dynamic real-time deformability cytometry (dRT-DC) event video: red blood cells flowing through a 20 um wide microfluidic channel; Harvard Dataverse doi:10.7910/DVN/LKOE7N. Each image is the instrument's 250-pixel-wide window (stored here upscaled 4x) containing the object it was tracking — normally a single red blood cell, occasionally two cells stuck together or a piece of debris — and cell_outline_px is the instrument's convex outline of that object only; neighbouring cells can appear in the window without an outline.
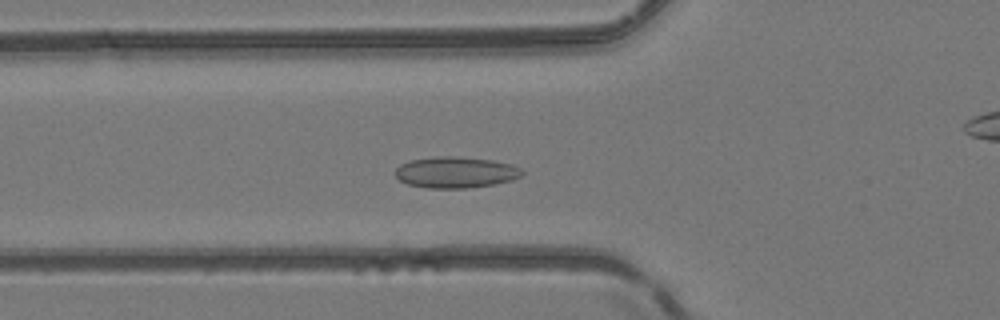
{"species": "common noctule bat (a hibernating species)", "species_latin": "Nyctalus noctula", "temperature_condition": "room temperature", "stored_images_in_passage": 41, "camera_frame_rate_fps": 3000, "um_per_image_px": 0.085, "animal": {"sex": "female", "body_mass_g": 24.6, "forearm_length_mm": 56.2}, "frame": {"image": 1, "passage_image": 12, "time_ms": 3.667, "image_size_px": [1000, 320], "cell_outline_px": [[524, 172], [520, 176], [512, 180], [492, 184], [468, 188], [424, 188], [408, 184], [400, 180], [396, 176], [396, 168], [400, 164], [408, 160], [432, 156], [452, 156], [492, 160], [512, 164], [520, 168]], "centroid_in_image_um": [38.7, 14.64], "position_along_channel_um": 87.1, "area_um2": 23.12}}
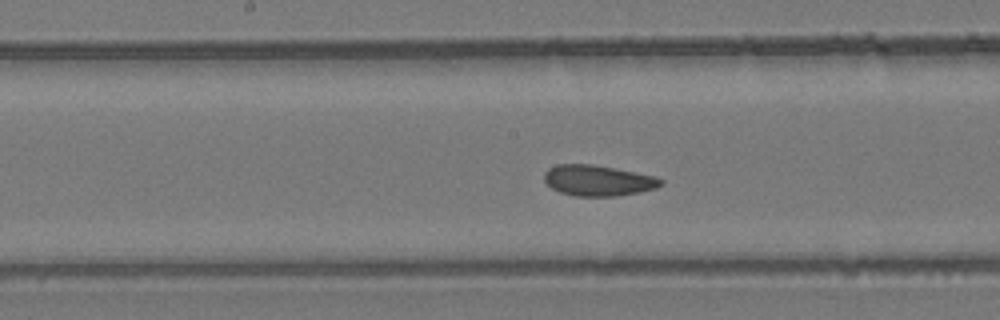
{"frame": {"image": 2, "passage_image": 20, "time_ms": 6.333, "image_size_px": [1000, 320], "cell_outline_px": [[664, 184], [656, 188], [616, 196], [572, 196], [560, 192], [552, 188], [544, 180], [544, 172], [548, 168], [556, 164], [592, 164], [656, 176], [664, 180]], "centroid_in_image_um": [50.82, 15.34], "position_along_channel_um": 197.4, "area_um2": 20.92}}
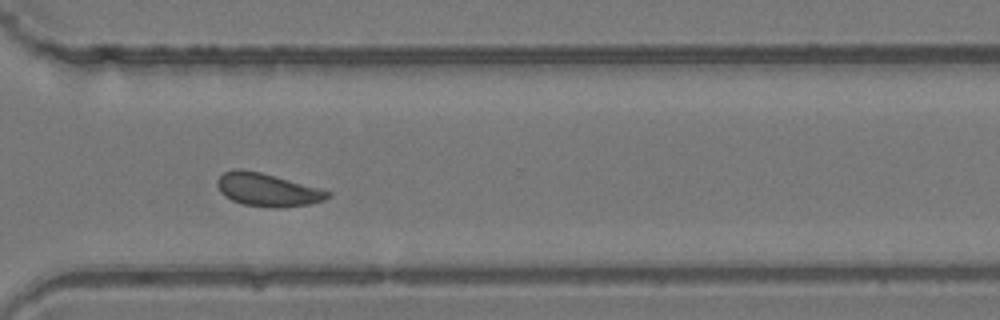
{"frame": {"image": 3, "passage_image": 31, "time_ms": 10.0, "image_size_px": [1000, 320], "cell_outline_px": [[332, 196], [324, 200], [308, 204], [280, 208], [272, 208], [244, 204], [232, 200], [224, 196], [220, 192], [216, 184], [216, 180], [224, 172], [236, 168], [240, 168], [260, 172], [320, 188], [332, 192]], "centroid_in_image_um": [22.73, 16.13], "position_along_channel_um": 347.9, "area_um2": 21.33}, "authors_computed_cell_mechanics": {"area_um2": 20.9236, "velocity_mm_per_s": 4.0997, "shape_relaxation_time_tau1_ms": null, "shape_relaxation_time_tau2_ms": 2.0208, "deformation_change_tau1": null, "deformation_change_tau2": 0.0524}}